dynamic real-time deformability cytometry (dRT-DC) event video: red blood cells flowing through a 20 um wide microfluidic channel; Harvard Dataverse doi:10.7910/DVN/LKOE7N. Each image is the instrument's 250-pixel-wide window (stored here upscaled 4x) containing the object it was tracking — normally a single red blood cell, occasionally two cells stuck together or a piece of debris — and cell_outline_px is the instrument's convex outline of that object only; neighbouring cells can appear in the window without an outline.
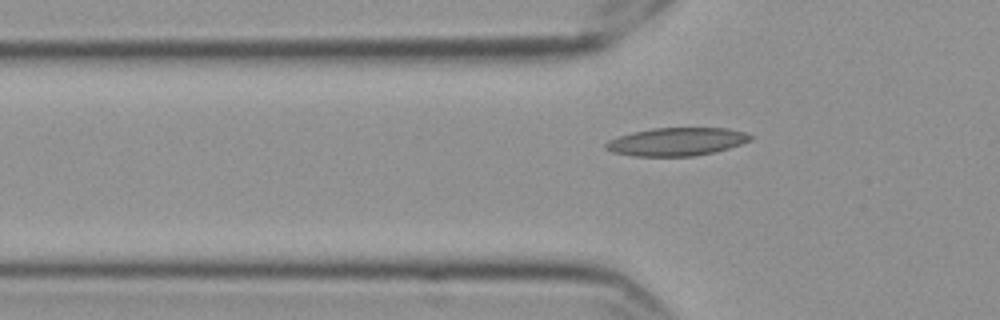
{"species": "Egyptian fruit bat (a non-hibernating species)", "species_latin": "Rousettus aegyptiacus", "temperature_condition": "cold", "stored_images_in_passage": 42, "camera_frame_rate_fps": 3000, "um_per_image_px": 0.085, "frame": {"image": 1, "passage_image": 4, "time_ms": 1.0, "image_size_px": [1000, 320], "cell_outline_px": [[756, 136], [752, 140], [716, 152], [692, 156], [632, 156], [612, 152], [604, 148], [604, 144], [608, 140], [632, 132], [652, 128], [728, 128], [744, 132]], "centroid_in_image_um": [57.52, 12.04], "position_along_channel_um": 68.3, "area_um2": 23.81}}
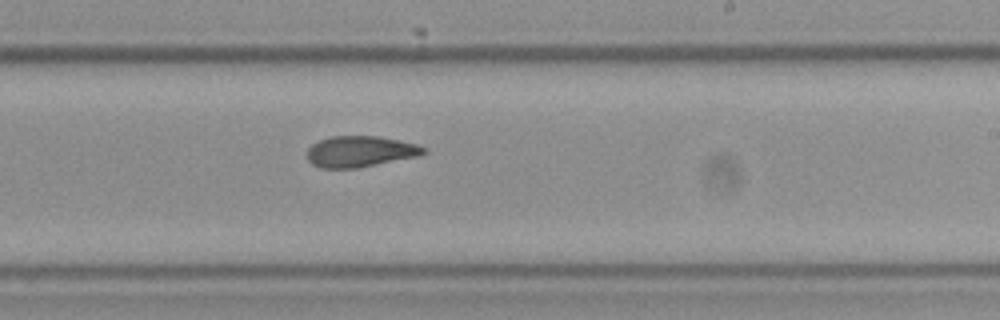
{"frame": {"image": 2, "passage_image": 20, "time_ms": 6.333, "image_size_px": [1000, 320], "cell_outline_px": [[428, 152], [420, 156], [356, 168], [320, 168], [312, 164], [308, 160], [308, 148], [312, 144], [320, 140], [332, 136], [380, 136], [400, 140], [416, 144], [428, 148]], "centroid_in_image_um": [30.66, 12.87], "position_along_channel_um": 258.3, "area_um2": 21.21}}
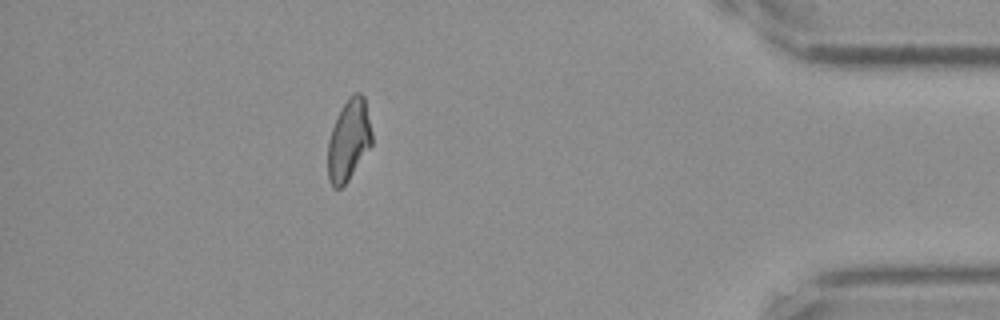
{"frame": {"image": 3, "passage_image": 36, "time_ms": 11.667, "image_size_px": [1000, 320], "cell_outline_px": [[372, 144], [348, 180], [340, 188], [332, 188], [328, 180], [328, 140], [332, 128], [340, 108], [348, 96], [356, 92], [360, 92], [364, 96], [372, 132]], "centroid_in_image_um": [29.63, 11.89], "position_along_channel_um": 405.6, "area_um2": 20.92}}